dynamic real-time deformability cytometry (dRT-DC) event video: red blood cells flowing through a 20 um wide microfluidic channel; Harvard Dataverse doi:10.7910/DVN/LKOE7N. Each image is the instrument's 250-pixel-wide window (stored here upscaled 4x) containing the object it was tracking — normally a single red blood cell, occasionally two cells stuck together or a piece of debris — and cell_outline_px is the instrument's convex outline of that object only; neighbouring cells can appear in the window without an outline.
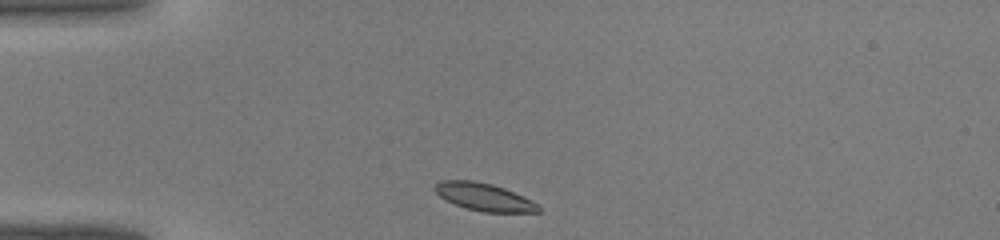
{"species": "common noctule bat (a hibernating species)", "species_latin": "Nyctalus noctula", "temperature_condition": "warm", "stored_images_in_passage": 28, "camera_frame_rate_fps": 3000, "um_per_image_px": 0.085, "animal": {"sex": "male", "body_mass_g": 19.0, "forearm_length_mm": 50.8}, "frame": {"image": 1, "passage_image": 1, "time_ms": 0.0, "image_size_px": [1000, 240], "cell_outline_px": [[540, 212], [484, 212], [468, 208], [456, 204], [440, 196], [432, 188], [440, 180], [472, 180], [492, 184], [504, 188], [524, 196], [540, 204]], "centroid_in_image_um": [41.18, 16.73], "position_along_channel_um": 43.8, "area_um2": 16.59}}
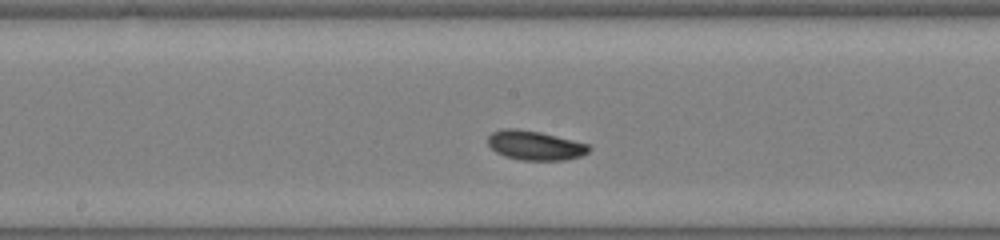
{"frame": {"image": 2, "passage_image": 13, "time_ms": 4.0, "image_size_px": [1000, 240], "cell_outline_px": [[592, 148], [588, 152], [580, 156], [564, 160], [520, 160], [504, 156], [496, 152], [488, 144], [488, 136], [492, 132], [504, 128], [516, 128], [540, 132], [588, 144]], "centroid_in_image_um": [45.46, 12.36], "position_along_channel_um": 202.7, "area_um2": 17.22}}
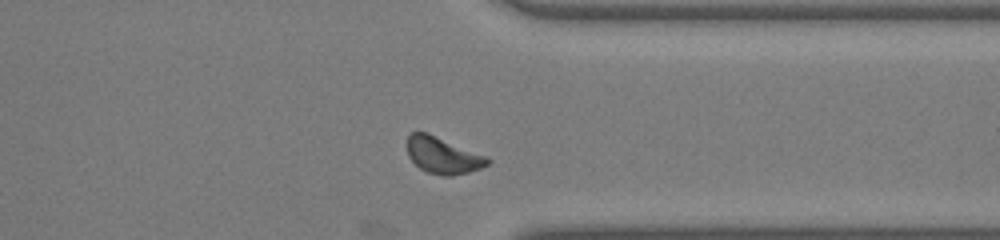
{"frame": {"image": 3, "passage_image": 24, "time_ms": 7.667, "image_size_px": [1000, 240], "cell_outline_px": [[492, 160], [488, 164], [480, 168], [468, 172], [452, 176], [444, 176], [428, 172], [420, 168], [408, 156], [408, 136], [412, 132], [428, 132], [488, 156]], "centroid_in_image_um": [37.68, 13.2], "position_along_channel_um": 373.7, "area_um2": 17.17}}